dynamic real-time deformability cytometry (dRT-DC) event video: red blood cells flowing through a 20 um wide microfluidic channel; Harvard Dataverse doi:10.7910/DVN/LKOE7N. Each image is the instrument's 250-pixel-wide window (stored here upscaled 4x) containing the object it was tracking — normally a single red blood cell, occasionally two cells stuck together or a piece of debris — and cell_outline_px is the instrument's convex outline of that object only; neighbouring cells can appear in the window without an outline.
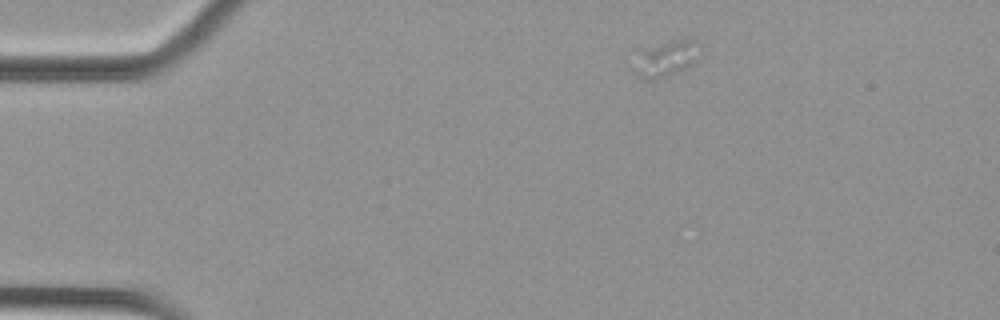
{"species": "Egyptian fruit bat (a non-hibernating species)", "species_latin": "Rousettus aegyptiacus", "temperature_condition": "cold", "stored_images_in_passage": 19, "camera_frame_rate_fps": 3000, "um_per_image_px": 0.085, "animal": {"sex": "female"}, "frame": {"image": 1, "passage_image": 3, "time_ms": 0.667, "image_size_px": [1000, 320], "cell_outline_px": [[700, 48], [696, 60], [692, 68], [664, 80], [644, 80], [636, 72], [640, 48], [672, 40], [692, 40]], "centroid_in_image_um": [56.67, 5.05], "position_along_channel_um": 28.3, "area_um2": 14.1}}